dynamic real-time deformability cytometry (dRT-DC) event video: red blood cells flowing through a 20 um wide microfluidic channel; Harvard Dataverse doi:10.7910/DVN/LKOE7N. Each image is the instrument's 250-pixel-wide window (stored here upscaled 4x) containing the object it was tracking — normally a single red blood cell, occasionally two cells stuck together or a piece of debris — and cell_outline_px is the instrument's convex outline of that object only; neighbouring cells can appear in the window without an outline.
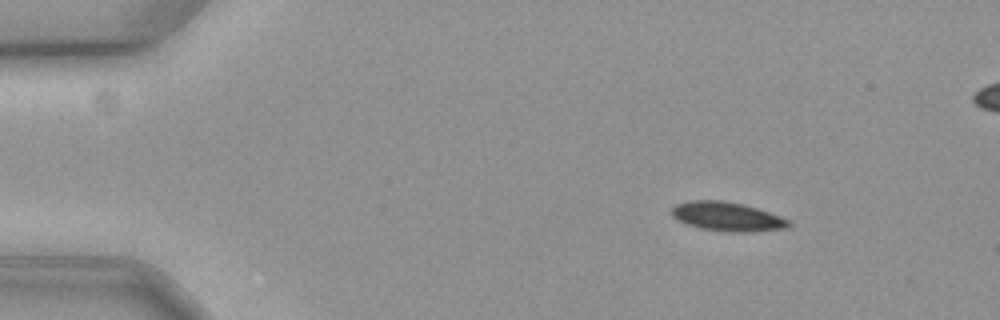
{"species": "common noctule bat (a hibernating species)", "species_latin": "Nyctalus noctula", "temperature_condition": "cold", "stored_images_in_passage": 59, "segment_of_instrument_passage": [1, 2], "camera_frame_rate_fps": 3000, "um_per_image_px": 0.085, "animal": {"sex": "female", "body_mass_g": 19.3, "forearm_length_mm": 54.1}, "frame": {"image": 1, "passage_image": 8, "time_ms": 2.333, "image_size_px": [1000, 320], "cell_outline_px": [[792, 224], [784, 228], [744, 232], [728, 232], [700, 228], [688, 224], [672, 216], [672, 208], [676, 204], [692, 200], [720, 200], [744, 204], [768, 212], [788, 220]], "centroid_in_image_um": [61.78, 18.4], "position_along_channel_um": 23.2, "area_um2": 19.42}}
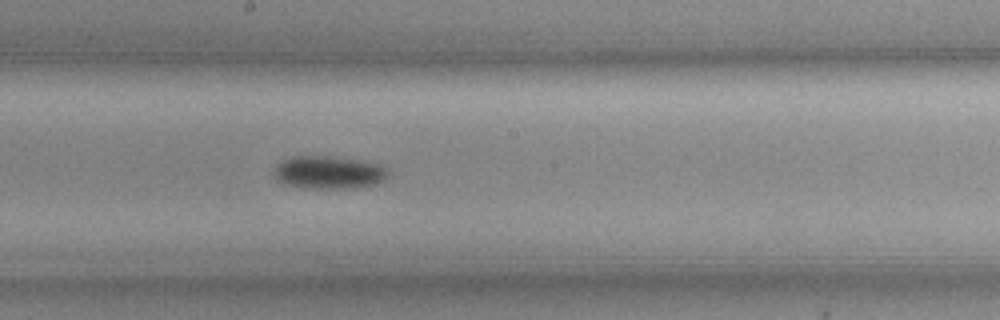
{"frame": {"image": 2, "passage_image": 32, "time_ms": 10.333, "image_size_px": [1000, 320], "cell_outline_px": [[388, 176], [384, 180], [376, 184], [356, 188], [304, 188], [284, 184], [276, 180], [272, 172], [276, 164], [292, 156], [328, 156], [364, 160], [380, 164], [388, 168]], "centroid_in_image_um": [27.95, 14.65], "position_along_channel_um": 220.3, "area_um2": 22.31}}
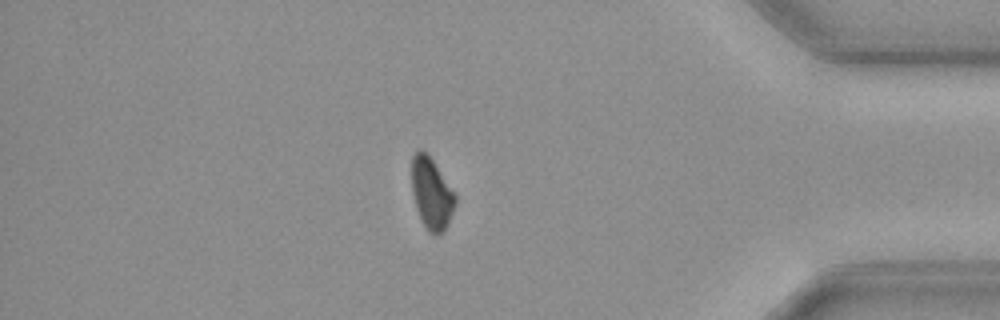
{"frame": {"image": 3, "passage_image": 50, "time_ms": 16.333, "image_size_px": [1000, 320], "cell_outline_px": [[456, 204], [448, 224], [444, 232], [428, 232], [416, 208], [412, 192], [412, 156], [420, 148], [432, 160], [456, 196]], "centroid_in_image_um": [36.67, 16.45], "position_along_channel_um": 398.5, "area_um2": 17.63}}